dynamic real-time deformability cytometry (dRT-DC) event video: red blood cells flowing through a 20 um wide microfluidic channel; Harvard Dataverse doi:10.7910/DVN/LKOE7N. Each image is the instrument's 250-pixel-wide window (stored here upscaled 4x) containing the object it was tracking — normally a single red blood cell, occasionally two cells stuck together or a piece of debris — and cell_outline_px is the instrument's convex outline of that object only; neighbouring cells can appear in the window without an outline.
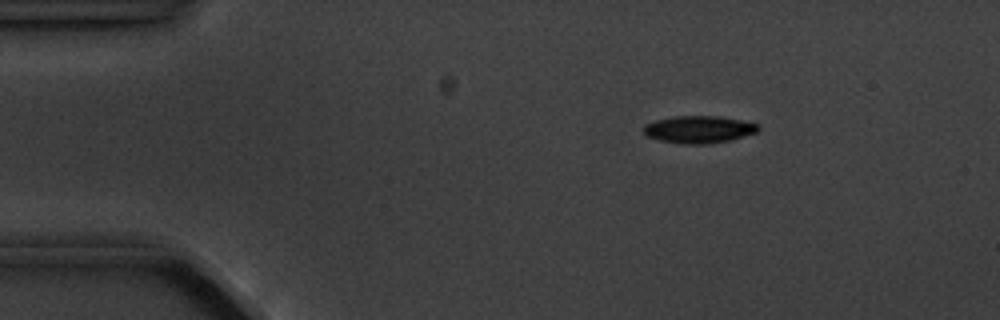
{"species": "common noctule bat (a hibernating species)", "species_latin": "Nyctalus noctula", "temperature_condition": "cold", "stored_images_in_passage": 4, "camera_frame_rate_fps": 3000, "um_per_image_px": 0.085, "animal": {"sex": "male", "body_mass_g": 20.1, "forearm_length_mm": 53.5}, "frame": {"image": 1, "passage_image": 2, "time_ms": 2.0, "image_size_px": [1000, 320], "cell_outline_px": [[760, 128], [756, 132], [732, 140], [704, 144], [684, 144], [660, 140], [648, 136], [644, 132], [644, 124], [656, 120], [672, 116], [720, 116], [744, 120], [760, 124]], "centroid_in_image_um": [59.44, 10.99], "position_along_channel_um": 25.6, "area_um2": 18.32}}